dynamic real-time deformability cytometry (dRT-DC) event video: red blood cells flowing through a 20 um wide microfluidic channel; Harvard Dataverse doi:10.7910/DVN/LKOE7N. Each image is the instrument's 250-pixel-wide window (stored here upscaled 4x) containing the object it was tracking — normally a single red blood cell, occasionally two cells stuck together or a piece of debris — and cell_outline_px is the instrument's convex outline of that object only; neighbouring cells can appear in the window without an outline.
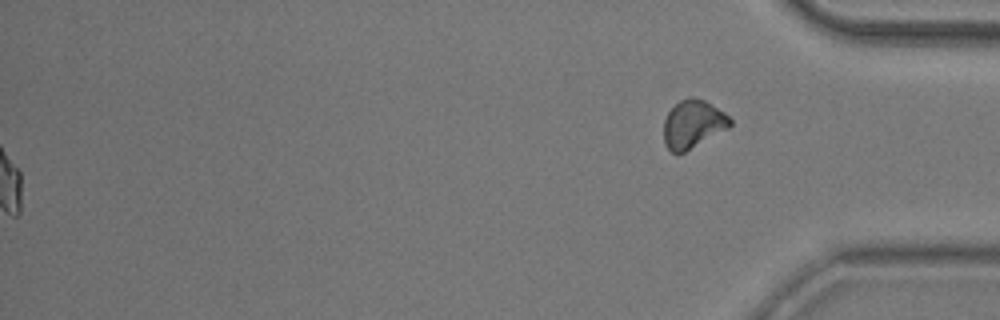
{"species": "common noctule bat (a hibernating species)", "species_latin": "Nyctalus noctula", "temperature_condition": "room temperature", "stored_images_in_passage": 44, "segment_of_instrument_passage": [2, 2], "camera_frame_rate_fps": 3000, "um_per_image_px": 0.085, "animal": {"sex": "male", "body_mass_g": 20.5, "forearm_length_mm": 52.5}, "frame": {"image": 1, "passage_image": 44, "time_ms": 14.333, "image_size_px": [1000, 320], "cell_outline_px": [[732, 124], [728, 128], [684, 152], [672, 152], [664, 144], [664, 120], [668, 112], [680, 100], [688, 96], [692, 96], [704, 100], [724, 112], [732, 120]], "centroid_in_image_um": [58.89, 10.53], "position_along_channel_um": 376.3, "area_um2": 18.38}}